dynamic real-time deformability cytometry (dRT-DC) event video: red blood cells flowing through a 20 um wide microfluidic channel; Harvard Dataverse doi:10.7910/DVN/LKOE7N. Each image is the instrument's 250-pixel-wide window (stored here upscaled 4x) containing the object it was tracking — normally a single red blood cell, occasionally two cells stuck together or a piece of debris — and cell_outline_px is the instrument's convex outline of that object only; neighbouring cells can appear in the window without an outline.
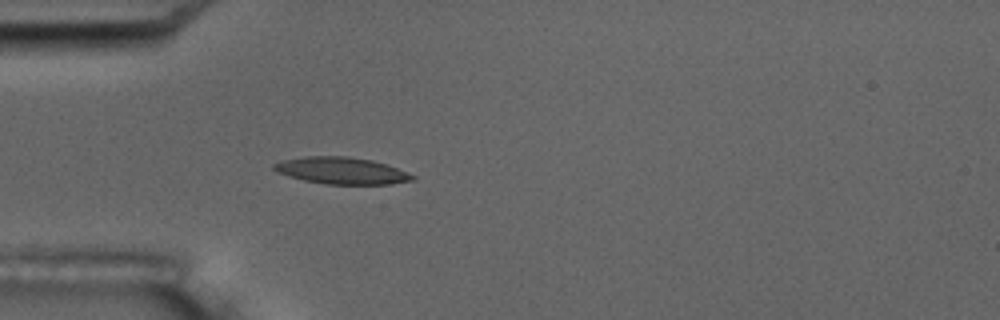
{"species": "common noctule bat (a hibernating species)", "species_latin": "Nyctalus noctula", "temperature_condition": "room temperature", "stored_images_in_passage": 6, "camera_frame_rate_fps": 3000, "um_per_image_px": 0.085, "animal": {"sex": "male", "body_mass_g": 17.5, "forearm_length_mm": 52.3}, "frame": {"image": 1, "passage_image": 6, "time_ms": 5.667, "image_size_px": [1000, 320], "cell_outline_px": [[416, 176], [412, 180], [392, 184], [328, 184], [304, 180], [288, 176], [272, 168], [272, 164], [280, 160], [308, 156], [348, 156], [372, 160], [396, 168]], "centroid_in_image_um": [29.0, 14.5], "position_along_channel_um": 56.0, "area_um2": 21.44}}